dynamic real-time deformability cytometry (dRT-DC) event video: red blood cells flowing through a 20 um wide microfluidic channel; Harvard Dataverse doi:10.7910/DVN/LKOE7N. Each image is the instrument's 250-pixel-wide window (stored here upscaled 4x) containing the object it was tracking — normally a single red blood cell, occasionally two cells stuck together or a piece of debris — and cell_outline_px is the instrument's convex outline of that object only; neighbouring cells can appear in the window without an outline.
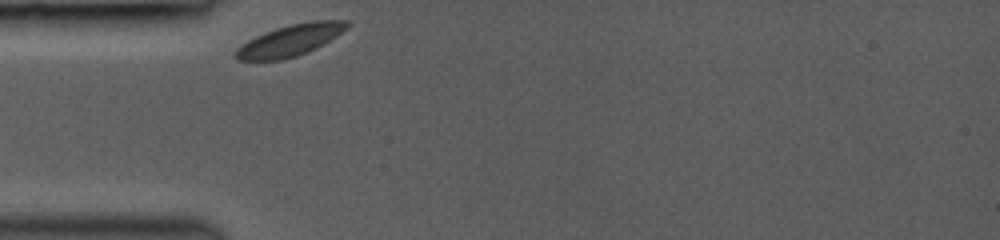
{"species": "common noctule bat (a hibernating species)", "species_latin": "Nyctalus noctula", "temperature_condition": "room temperature", "stored_images_in_passage": 17, "camera_frame_rate_fps": 3000, "um_per_image_px": 0.085, "animal": {"sex": "female", "body_mass_g": 19.0, "forearm_length_mm": 53.3}, "frame": {"image": 1, "passage_image": 1, "time_ms": 0.0, "image_size_px": [1000, 240], "cell_outline_px": [[352, 24], [348, 28], [336, 36], [316, 48], [296, 56], [284, 60], [236, 60], [232, 56], [236, 48], [248, 40], [264, 32], [276, 28], [292, 24], [312, 20], [352, 20]], "centroid_in_image_um": [24.67, 3.42], "position_along_channel_um": 60.3, "area_um2": 20.58}}
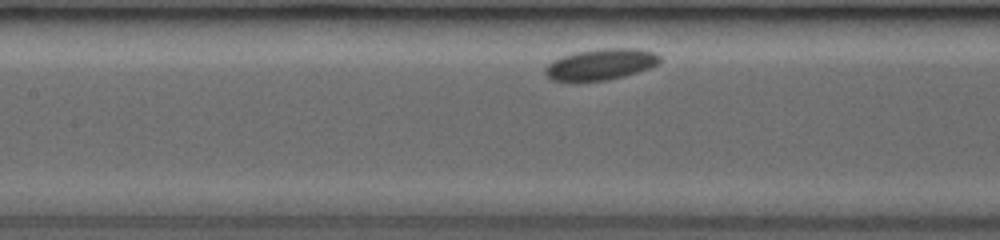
{"frame": {"image": 2, "passage_image": 12, "time_ms": 2.667, "image_size_px": [1000, 240], "cell_outline_px": [[660, 64], [624, 76], [608, 80], [552, 80], [544, 72], [544, 68], [552, 60], [576, 52], [600, 48], [636, 48], [656, 52], [660, 56]], "centroid_in_image_um": [51.1, 5.45], "position_along_channel_um": 156.3, "area_um2": 20.63}}
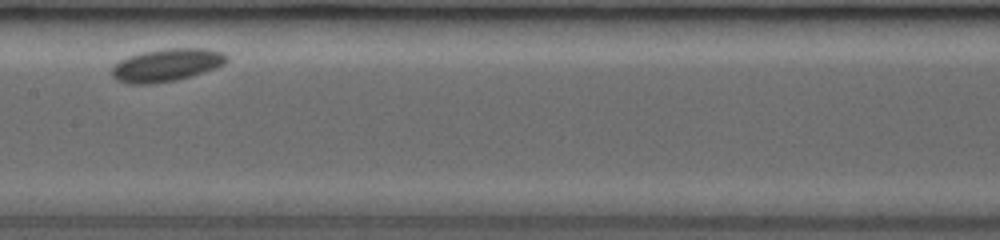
{"frame": {"image": 3, "passage_image": 16, "time_ms": 3.667, "image_size_px": [1000, 240], "cell_outline_px": [[228, 60], [224, 64], [216, 68], [192, 76], [176, 80], [152, 84], [128, 84], [116, 80], [112, 76], [112, 68], [120, 60], [128, 56], [144, 52], [168, 48], [204, 48], [224, 52], [228, 56]], "centroid_in_image_um": [14.19, 5.53], "position_along_channel_um": 193.2, "area_um2": 22.02}}